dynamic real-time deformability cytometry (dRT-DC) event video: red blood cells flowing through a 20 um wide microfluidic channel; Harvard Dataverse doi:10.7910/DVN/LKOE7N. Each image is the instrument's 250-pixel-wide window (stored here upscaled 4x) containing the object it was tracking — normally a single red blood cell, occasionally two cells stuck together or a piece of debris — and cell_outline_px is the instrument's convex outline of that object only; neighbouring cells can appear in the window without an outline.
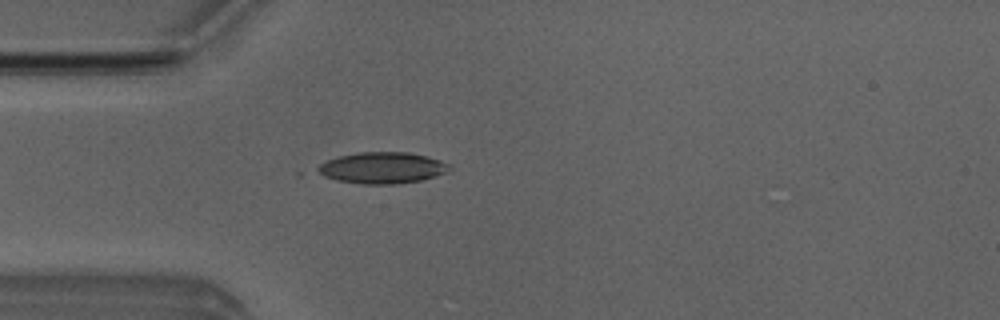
{"species": "Egyptian fruit bat (a non-hibernating species)", "species_latin": "Rousettus aegyptiacus", "temperature_condition": "room temperature", "stored_images_in_passage": 5, "camera_frame_rate_fps": 3000, "um_per_image_px": 0.085, "animal": {"sex": "male"}, "frame": {"image": 1, "passage_image": 5, "time_ms": 4.333, "image_size_px": [1000, 320], "cell_outline_px": [[452, 168], [448, 172], [436, 176], [420, 180], [396, 184], [360, 184], [336, 180], [324, 176], [316, 172], [320, 164], [328, 160], [340, 156], [360, 152], [408, 152], [428, 156], [452, 164]], "centroid_in_image_um": [32.54, 14.27], "position_along_channel_um": 52.5, "area_um2": 24.16}}